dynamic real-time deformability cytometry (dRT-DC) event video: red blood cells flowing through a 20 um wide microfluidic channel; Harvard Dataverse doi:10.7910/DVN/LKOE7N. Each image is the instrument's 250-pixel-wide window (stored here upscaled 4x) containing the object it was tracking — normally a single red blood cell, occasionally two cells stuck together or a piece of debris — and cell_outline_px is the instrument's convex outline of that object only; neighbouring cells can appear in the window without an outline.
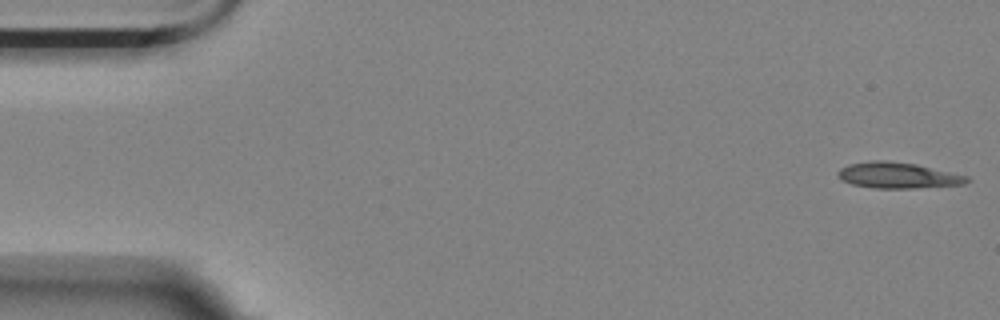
{"species": "Egyptian fruit bat (a non-hibernating species)", "species_latin": "Rousettus aegyptiacus", "temperature_condition": "room temperature", "stored_images_in_passage": 5, "camera_frame_rate_fps": 3000, "um_per_image_px": 0.085, "animal": {"sex": "female"}, "frame": {"image": 1, "passage_image": 1, "time_ms": 0.0, "image_size_px": [1000, 320], "cell_outline_px": [[972, 180], [964, 184], [916, 188], [872, 188], [852, 184], [840, 180], [836, 176], [836, 172], [840, 168], [848, 164], [872, 160], [888, 160], [916, 164], [968, 176]], "centroid_in_image_um": [76.27, 14.9], "position_along_channel_um": 8.7, "area_um2": 19.71}}
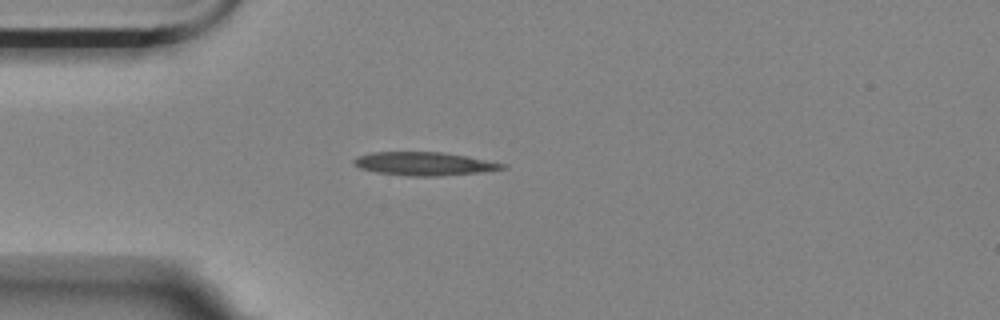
{"frame": {"image": 2, "passage_image": 5, "time_ms": 4.333, "image_size_px": [1000, 320], "cell_outline_px": [[508, 168], [480, 172], [436, 176], [408, 176], [376, 172], [360, 168], [352, 164], [352, 160], [356, 156], [372, 152], [440, 152], [468, 156], [508, 164]], "centroid_in_image_um": [36.05, 13.91], "position_along_channel_um": 49.0, "area_um2": 20.35}}